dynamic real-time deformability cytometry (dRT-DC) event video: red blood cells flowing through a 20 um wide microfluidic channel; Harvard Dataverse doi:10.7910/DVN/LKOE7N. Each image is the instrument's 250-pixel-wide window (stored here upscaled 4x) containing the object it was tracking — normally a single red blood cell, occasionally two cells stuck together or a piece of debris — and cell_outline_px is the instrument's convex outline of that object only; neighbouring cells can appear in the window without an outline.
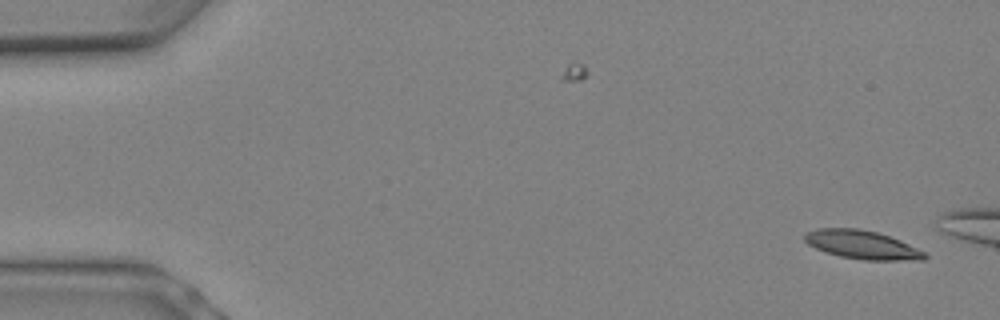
{"species": "Egyptian fruit bat (a non-hibernating species)", "species_latin": "Rousettus aegyptiacus", "temperature_condition": "warm", "stored_images_in_passage": 6, "camera_frame_rate_fps": 3000, "um_per_image_px": 0.085, "animal": {"sex": "female"}, "frame": {"image": 1, "passage_image": 1, "time_ms": 0.0, "image_size_px": [1000, 320], "cell_outline_px": [[928, 256], [924, 260], [864, 260], [840, 256], [824, 252], [808, 244], [804, 240], [804, 232], [816, 228], [860, 228], [876, 232], [900, 240], [924, 252]], "centroid_in_image_um": [73.23, 20.8], "position_along_channel_um": 11.8, "area_um2": 20.0}}